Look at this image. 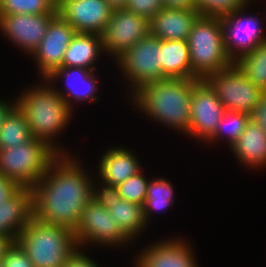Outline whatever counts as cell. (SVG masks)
I'll list each match as a JSON object with an SVG mask.
<instances>
[{
	"label": "cell",
	"instance_id": "36",
	"mask_svg": "<svg viewBox=\"0 0 266 267\" xmlns=\"http://www.w3.org/2000/svg\"><path fill=\"white\" fill-rule=\"evenodd\" d=\"M21 187L13 180L0 174V204L8 200Z\"/></svg>",
	"mask_w": 266,
	"mask_h": 267
},
{
	"label": "cell",
	"instance_id": "29",
	"mask_svg": "<svg viewBox=\"0 0 266 267\" xmlns=\"http://www.w3.org/2000/svg\"><path fill=\"white\" fill-rule=\"evenodd\" d=\"M57 0H0V16L11 14H57Z\"/></svg>",
	"mask_w": 266,
	"mask_h": 267
},
{
	"label": "cell",
	"instance_id": "17",
	"mask_svg": "<svg viewBox=\"0 0 266 267\" xmlns=\"http://www.w3.org/2000/svg\"><path fill=\"white\" fill-rule=\"evenodd\" d=\"M192 252L183 239L168 238L144 248L136 258L145 267H198Z\"/></svg>",
	"mask_w": 266,
	"mask_h": 267
},
{
	"label": "cell",
	"instance_id": "26",
	"mask_svg": "<svg viewBox=\"0 0 266 267\" xmlns=\"http://www.w3.org/2000/svg\"><path fill=\"white\" fill-rule=\"evenodd\" d=\"M240 71L266 93V40L233 62Z\"/></svg>",
	"mask_w": 266,
	"mask_h": 267
},
{
	"label": "cell",
	"instance_id": "5",
	"mask_svg": "<svg viewBox=\"0 0 266 267\" xmlns=\"http://www.w3.org/2000/svg\"><path fill=\"white\" fill-rule=\"evenodd\" d=\"M188 44L193 79L204 80L233 64L225 49L221 17L199 16L192 25Z\"/></svg>",
	"mask_w": 266,
	"mask_h": 267
},
{
	"label": "cell",
	"instance_id": "43",
	"mask_svg": "<svg viewBox=\"0 0 266 267\" xmlns=\"http://www.w3.org/2000/svg\"><path fill=\"white\" fill-rule=\"evenodd\" d=\"M0 267H4L1 259H0Z\"/></svg>",
	"mask_w": 266,
	"mask_h": 267
},
{
	"label": "cell",
	"instance_id": "18",
	"mask_svg": "<svg viewBox=\"0 0 266 267\" xmlns=\"http://www.w3.org/2000/svg\"><path fill=\"white\" fill-rule=\"evenodd\" d=\"M199 16L196 8L164 7L149 20V34L160 40H188L192 25Z\"/></svg>",
	"mask_w": 266,
	"mask_h": 267
},
{
	"label": "cell",
	"instance_id": "15",
	"mask_svg": "<svg viewBox=\"0 0 266 267\" xmlns=\"http://www.w3.org/2000/svg\"><path fill=\"white\" fill-rule=\"evenodd\" d=\"M56 14H11L0 16V30L5 37L28 55L37 49L47 26Z\"/></svg>",
	"mask_w": 266,
	"mask_h": 267
},
{
	"label": "cell",
	"instance_id": "6",
	"mask_svg": "<svg viewBox=\"0 0 266 267\" xmlns=\"http://www.w3.org/2000/svg\"><path fill=\"white\" fill-rule=\"evenodd\" d=\"M58 155L45 141L32 137L15 147L0 149V174L20 187L32 188Z\"/></svg>",
	"mask_w": 266,
	"mask_h": 267
},
{
	"label": "cell",
	"instance_id": "9",
	"mask_svg": "<svg viewBox=\"0 0 266 267\" xmlns=\"http://www.w3.org/2000/svg\"><path fill=\"white\" fill-rule=\"evenodd\" d=\"M74 234L77 245L81 248L87 247L88 243L116 247V245L124 246L131 241L109 211L94 199H91L84 208Z\"/></svg>",
	"mask_w": 266,
	"mask_h": 267
},
{
	"label": "cell",
	"instance_id": "22",
	"mask_svg": "<svg viewBox=\"0 0 266 267\" xmlns=\"http://www.w3.org/2000/svg\"><path fill=\"white\" fill-rule=\"evenodd\" d=\"M104 53L101 35L77 32L65 51L61 67H82L96 71L93 64Z\"/></svg>",
	"mask_w": 266,
	"mask_h": 267
},
{
	"label": "cell",
	"instance_id": "16",
	"mask_svg": "<svg viewBox=\"0 0 266 267\" xmlns=\"http://www.w3.org/2000/svg\"><path fill=\"white\" fill-rule=\"evenodd\" d=\"M59 78L65 79V86L67 87L65 89L67 90L66 92H61L57 87L54 89L71 109H73L72 99L76 102H84L85 100L93 102L99 99L96 96V91L99 90V87L94 70L82 67H60L55 69L45 80L56 86L53 82Z\"/></svg>",
	"mask_w": 266,
	"mask_h": 267
},
{
	"label": "cell",
	"instance_id": "1",
	"mask_svg": "<svg viewBox=\"0 0 266 267\" xmlns=\"http://www.w3.org/2000/svg\"><path fill=\"white\" fill-rule=\"evenodd\" d=\"M89 176L77 158L59 154L31 188L33 216L74 231L92 199L94 181Z\"/></svg>",
	"mask_w": 266,
	"mask_h": 267
},
{
	"label": "cell",
	"instance_id": "39",
	"mask_svg": "<svg viewBox=\"0 0 266 267\" xmlns=\"http://www.w3.org/2000/svg\"><path fill=\"white\" fill-rule=\"evenodd\" d=\"M16 105V101L10 102H5L2 99H0V127L4 121L5 116L8 114V112Z\"/></svg>",
	"mask_w": 266,
	"mask_h": 267
},
{
	"label": "cell",
	"instance_id": "21",
	"mask_svg": "<svg viewBox=\"0 0 266 267\" xmlns=\"http://www.w3.org/2000/svg\"><path fill=\"white\" fill-rule=\"evenodd\" d=\"M241 165L261 168L266 165V132L252 118L243 133L230 147Z\"/></svg>",
	"mask_w": 266,
	"mask_h": 267
},
{
	"label": "cell",
	"instance_id": "8",
	"mask_svg": "<svg viewBox=\"0 0 266 267\" xmlns=\"http://www.w3.org/2000/svg\"><path fill=\"white\" fill-rule=\"evenodd\" d=\"M160 44V39L148 34L115 59L130 83L131 93L146 83L163 80Z\"/></svg>",
	"mask_w": 266,
	"mask_h": 267
},
{
	"label": "cell",
	"instance_id": "20",
	"mask_svg": "<svg viewBox=\"0 0 266 267\" xmlns=\"http://www.w3.org/2000/svg\"><path fill=\"white\" fill-rule=\"evenodd\" d=\"M98 169L102 183L118 186L143 168L131 150L115 147L101 156Z\"/></svg>",
	"mask_w": 266,
	"mask_h": 267
},
{
	"label": "cell",
	"instance_id": "10",
	"mask_svg": "<svg viewBox=\"0 0 266 267\" xmlns=\"http://www.w3.org/2000/svg\"><path fill=\"white\" fill-rule=\"evenodd\" d=\"M148 34L147 19L125 9H116L101 34L102 48L106 54L118 59Z\"/></svg>",
	"mask_w": 266,
	"mask_h": 267
},
{
	"label": "cell",
	"instance_id": "3",
	"mask_svg": "<svg viewBox=\"0 0 266 267\" xmlns=\"http://www.w3.org/2000/svg\"><path fill=\"white\" fill-rule=\"evenodd\" d=\"M27 88L17 97L16 106L25 115L33 137L45 141L58 154H69L55 145L58 135L71 121L72 109L47 80ZM46 82V83H45ZM52 86V87H51Z\"/></svg>",
	"mask_w": 266,
	"mask_h": 267
},
{
	"label": "cell",
	"instance_id": "38",
	"mask_svg": "<svg viewBox=\"0 0 266 267\" xmlns=\"http://www.w3.org/2000/svg\"><path fill=\"white\" fill-rule=\"evenodd\" d=\"M163 7L191 9L195 8V0H161Z\"/></svg>",
	"mask_w": 266,
	"mask_h": 267
},
{
	"label": "cell",
	"instance_id": "2",
	"mask_svg": "<svg viewBox=\"0 0 266 267\" xmlns=\"http://www.w3.org/2000/svg\"><path fill=\"white\" fill-rule=\"evenodd\" d=\"M200 80L168 78L153 81L139 86L130 96L146 117L188 135L192 91Z\"/></svg>",
	"mask_w": 266,
	"mask_h": 267
},
{
	"label": "cell",
	"instance_id": "14",
	"mask_svg": "<svg viewBox=\"0 0 266 267\" xmlns=\"http://www.w3.org/2000/svg\"><path fill=\"white\" fill-rule=\"evenodd\" d=\"M58 14L80 33L101 35L114 9L106 0H58Z\"/></svg>",
	"mask_w": 266,
	"mask_h": 267
},
{
	"label": "cell",
	"instance_id": "30",
	"mask_svg": "<svg viewBox=\"0 0 266 267\" xmlns=\"http://www.w3.org/2000/svg\"><path fill=\"white\" fill-rule=\"evenodd\" d=\"M149 181L141 169L117 186L121 198L143 206L147 197Z\"/></svg>",
	"mask_w": 266,
	"mask_h": 267
},
{
	"label": "cell",
	"instance_id": "27",
	"mask_svg": "<svg viewBox=\"0 0 266 267\" xmlns=\"http://www.w3.org/2000/svg\"><path fill=\"white\" fill-rule=\"evenodd\" d=\"M147 189V197L143 205L146 222H149L150 215L156 211H165L174 203L173 186L170 181L164 178H152ZM154 211V212H153Z\"/></svg>",
	"mask_w": 266,
	"mask_h": 267
},
{
	"label": "cell",
	"instance_id": "31",
	"mask_svg": "<svg viewBox=\"0 0 266 267\" xmlns=\"http://www.w3.org/2000/svg\"><path fill=\"white\" fill-rule=\"evenodd\" d=\"M250 4V0H195L200 16L223 17Z\"/></svg>",
	"mask_w": 266,
	"mask_h": 267
},
{
	"label": "cell",
	"instance_id": "12",
	"mask_svg": "<svg viewBox=\"0 0 266 267\" xmlns=\"http://www.w3.org/2000/svg\"><path fill=\"white\" fill-rule=\"evenodd\" d=\"M225 112L224 105L210 85L200 80L193 88L191 97L189 136L203 142L215 133Z\"/></svg>",
	"mask_w": 266,
	"mask_h": 267
},
{
	"label": "cell",
	"instance_id": "7",
	"mask_svg": "<svg viewBox=\"0 0 266 267\" xmlns=\"http://www.w3.org/2000/svg\"><path fill=\"white\" fill-rule=\"evenodd\" d=\"M204 80L214 90L225 110L250 116L265 94L234 63L227 69L208 75Z\"/></svg>",
	"mask_w": 266,
	"mask_h": 267
},
{
	"label": "cell",
	"instance_id": "11",
	"mask_svg": "<svg viewBox=\"0 0 266 267\" xmlns=\"http://www.w3.org/2000/svg\"><path fill=\"white\" fill-rule=\"evenodd\" d=\"M247 6L235 10L222 18L224 44L233 62L242 54L254 50L266 40L257 17L243 14Z\"/></svg>",
	"mask_w": 266,
	"mask_h": 267
},
{
	"label": "cell",
	"instance_id": "33",
	"mask_svg": "<svg viewBox=\"0 0 266 267\" xmlns=\"http://www.w3.org/2000/svg\"><path fill=\"white\" fill-rule=\"evenodd\" d=\"M4 267H34L23 249L14 242L1 258Z\"/></svg>",
	"mask_w": 266,
	"mask_h": 267
},
{
	"label": "cell",
	"instance_id": "25",
	"mask_svg": "<svg viewBox=\"0 0 266 267\" xmlns=\"http://www.w3.org/2000/svg\"><path fill=\"white\" fill-rule=\"evenodd\" d=\"M32 137L25 115L15 105L5 116L0 127V149L15 147Z\"/></svg>",
	"mask_w": 266,
	"mask_h": 267
},
{
	"label": "cell",
	"instance_id": "41",
	"mask_svg": "<svg viewBox=\"0 0 266 267\" xmlns=\"http://www.w3.org/2000/svg\"><path fill=\"white\" fill-rule=\"evenodd\" d=\"M107 3L114 9H124L128 0H106Z\"/></svg>",
	"mask_w": 266,
	"mask_h": 267
},
{
	"label": "cell",
	"instance_id": "28",
	"mask_svg": "<svg viewBox=\"0 0 266 267\" xmlns=\"http://www.w3.org/2000/svg\"><path fill=\"white\" fill-rule=\"evenodd\" d=\"M250 119L251 116L249 114L225 110L215 133L207 140L208 143H214L215 140L218 141L223 137V139H227L228 145L231 147L243 133Z\"/></svg>",
	"mask_w": 266,
	"mask_h": 267
},
{
	"label": "cell",
	"instance_id": "4",
	"mask_svg": "<svg viewBox=\"0 0 266 267\" xmlns=\"http://www.w3.org/2000/svg\"><path fill=\"white\" fill-rule=\"evenodd\" d=\"M34 267H63L70 254L78 247L72 229L49 224L32 216L16 238Z\"/></svg>",
	"mask_w": 266,
	"mask_h": 267
},
{
	"label": "cell",
	"instance_id": "32",
	"mask_svg": "<svg viewBox=\"0 0 266 267\" xmlns=\"http://www.w3.org/2000/svg\"><path fill=\"white\" fill-rule=\"evenodd\" d=\"M163 8L161 0H128L124 9L149 21Z\"/></svg>",
	"mask_w": 266,
	"mask_h": 267
},
{
	"label": "cell",
	"instance_id": "34",
	"mask_svg": "<svg viewBox=\"0 0 266 267\" xmlns=\"http://www.w3.org/2000/svg\"><path fill=\"white\" fill-rule=\"evenodd\" d=\"M100 183L104 184L103 186H101V188L98 187V184L95 185L97 186L95 187L93 182L92 199H94L97 203L104 207L107 203H113L116 202V200L122 199L117 186L109 185L102 182Z\"/></svg>",
	"mask_w": 266,
	"mask_h": 267
},
{
	"label": "cell",
	"instance_id": "19",
	"mask_svg": "<svg viewBox=\"0 0 266 267\" xmlns=\"http://www.w3.org/2000/svg\"><path fill=\"white\" fill-rule=\"evenodd\" d=\"M33 216L32 190L21 187L8 200L0 204V235L14 242Z\"/></svg>",
	"mask_w": 266,
	"mask_h": 267
},
{
	"label": "cell",
	"instance_id": "23",
	"mask_svg": "<svg viewBox=\"0 0 266 267\" xmlns=\"http://www.w3.org/2000/svg\"><path fill=\"white\" fill-rule=\"evenodd\" d=\"M163 80L193 79L188 40H161Z\"/></svg>",
	"mask_w": 266,
	"mask_h": 267
},
{
	"label": "cell",
	"instance_id": "24",
	"mask_svg": "<svg viewBox=\"0 0 266 267\" xmlns=\"http://www.w3.org/2000/svg\"><path fill=\"white\" fill-rule=\"evenodd\" d=\"M115 218L121 230L131 239L138 237L146 228L143 206L124 199L104 206Z\"/></svg>",
	"mask_w": 266,
	"mask_h": 267
},
{
	"label": "cell",
	"instance_id": "13",
	"mask_svg": "<svg viewBox=\"0 0 266 267\" xmlns=\"http://www.w3.org/2000/svg\"><path fill=\"white\" fill-rule=\"evenodd\" d=\"M76 33L58 13L51 19L43 39L32 53L38 72L43 77L41 79H46L55 69L61 67L65 51Z\"/></svg>",
	"mask_w": 266,
	"mask_h": 267
},
{
	"label": "cell",
	"instance_id": "40",
	"mask_svg": "<svg viewBox=\"0 0 266 267\" xmlns=\"http://www.w3.org/2000/svg\"><path fill=\"white\" fill-rule=\"evenodd\" d=\"M14 241L5 235H0V259L5 255L6 251L11 247Z\"/></svg>",
	"mask_w": 266,
	"mask_h": 267
},
{
	"label": "cell",
	"instance_id": "42",
	"mask_svg": "<svg viewBox=\"0 0 266 267\" xmlns=\"http://www.w3.org/2000/svg\"><path fill=\"white\" fill-rule=\"evenodd\" d=\"M136 261L135 262V267H145L137 258H135Z\"/></svg>",
	"mask_w": 266,
	"mask_h": 267
},
{
	"label": "cell",
	"instance_id": "37",
	"mask_svg": "<svg viewBox=\"0 0 266 267\" xmlns=\"http://www.w3.org/2000/svg\"><path fill=\"white\" fill-rule=\"evenodd\" d=\"M251 118L266 132V93L262 96Z\"/></svg>",
	"mask_w": 266,
	"mask_h": 267
},
{
	"label": "cell",
	"instance_id": "35",
	"mask_svg": "<svg viewBox=\"0 0 266 267\" xmlns=\"http://www.w3.org/2000/svg\"><path fill=\"white\" fill-rule=\"evenodd\" d=\"M83 253L78 246L67 258L63 267H99L90 256L88 257Z\"/></svg>",
	"mask_w": 266,
	"mask_h": 267
}]
</instances>
